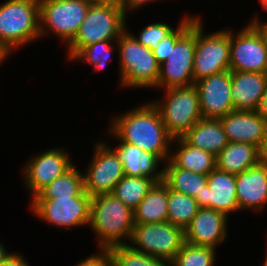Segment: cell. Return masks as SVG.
Returning a JSON list of instances; mask_svg holds the SVG:
<instances>
[{
	"instance_id": "obj_36",
	"label": "cell",
	"mask_w": 267,
	"mask_h": 266,
	"mask_svg": "<svg viewBox=\"0 0 267 266\" xmlns=\"http://www.w3.org/2000/svg\"><path fill=\"white\" fill-rule=\"evenodd\" d=\"M23 256L24 255H22V253L19 254V252H11L0 266H29V263Z\"/></svg>"
},
{
	"instance_id": "obj_33",
	"label": "cell",
	"mask_w": 267,
	"mask_h": 266,
	"mask_svg": "<svg viewBox=\"0 0 267 266\" xmlns=\"http://www.w3.org/2000/svg\"><path fill=\"white\" fill-rule=\"evenodd\" d=\"M175 30L173 26L165 22H154L143 27L138 37H136L134 33L128 32L137 42L153 51L162 39L171 35Z\"/></svg>"
},
{
	"instance_id": "obj_32",
	"label": "cell",
	"mask_w": 267,
	"mask_h": 266,
	"mask_svg": "<svg viewBox=\"0 0 267 266\" xmlns=\"http://www.w3.org/2000/svg\"><path fill=\"white\" fill-rule=\"evenodd\" d=\"M216 249L184 243L170 266H215Z\"/></svg>"
},
{
	"instance_id": "obj_43",
	"label": "cell",
	"mask_w": 267,
	"mask_h": 266,
	"mask_svg": "<svg viewBox=\"0 0 267 266\" xmlns=\"http://www.w3.org/2000/svg\"><path fill=\"white\" fill-rule=\"evenodd\" d=\"M11 252L6 250V247L2 242H0V265L5 261V259L10 255Z\"/></svg>"
},
{
	"instance_id": "obj_20",
	"label": "cell",
	"mask_w": 267,
	"mask_h": 266,
	"mask_svg": "<svg viewBox=\"0 0 267 266\" xmlns=\"http://www.w3.org/2000/svg\"><path fill=\"white\" fill-rule=\"evenodd\" d=\"M267 87V73L231 71V95L236 111H256Z\"/></svg>"
},
{
	"instance_id": "obj_35",
	"label": "cell",
	"mask_w": 267,
	"mask_h": 266,
	"mask_svg": "<svg viewBox=\"0 0 267 266\" xmlns=\"http://www.w3.org/2000/svg\"><path fill=\"white\" fill-rule=\"evenodd\" d=\"M74 266H113V262L108 250L99 249L96 254L93 253Z\"/></svg>"
},
{
	"instance_id": "obj_44",
	"label": "cell",
	"mask_w": 267,
	"mask_h": 266,
	"mask_svg": "<svg viewBox=\"0 0 267 266\" xmlns=\"http://www.w3.org/2000/svg\"><path fill=\"white\" fill-rule=\"evenodd\" d=\"M259 2L261 3L262 9L267 11V0H259Z\"/></svg>"
},
{
	"instance_id": "obj_40",
	"label": "cell",
	"mask_w": 267,
	"mask_h": 266,
	"mask_svg": "<svg viewBox=\"0 0 267 266\" xmlns=\"http://www.w3.org/2000/svg\"><path fill=\"white\" fill-rule=\"evenodd\" d=\"M259 162L267 166V130L263 143L259 148Z\"/></svg>"
},
{
	"instance_id": "obj_29",
	"label": "cell",
	"mask_w": 267,
	"mask_h": 266,
	"mask_svg": "<svg viewBox=\"0 0 267 266\" xmlns=\"http://www.w3.org/2000/svg\"><path fill=\"white\" fill-rule=\"evenodd\" d=\"M167 221L185 230L200 207L192 196L168 188Z\"/></svg>"
},
{
	"instance_id": "obj_15",
	"label": "cell",
	"mask_w": 267,
	"mask_h": 266,
	"mask_svg": "<svg viewBox=\"0 0 267 266\" xmlns=\"http://www.w3.org/2000/svg\"><path fill=\"white\" fill-rule=\"evenodd\" d=\"M199 95L202 118L220 119L234 110L231 95V70L194 82Z\"/></svg>"
},
{
	"instance_id": "obj_28",
	"label": "cell",
	"mask_w": 267,
	"mask_h": 266,
	"mask_svg": "<svg viewBox=\"0 0 267 266\" xmlns=\"http://www.w3.org/2000/svg\"><path fill=\"white\" fill-rule=\"evenodd\" d=\"M156 182L148 177L124 176L112 194L134 210Z\"/></svg>"
},
{
	"instance_id": "obj_17",
	"label": "cell",
	"mask_w": 267,
	"mask_h": 266,
	"mask_svg": "<svg viewBox=\"0 0 267 266\" xmlns=\"http://www.w3.org/2000/svg\"><path fill=\"white\" fill-rule=\"evenodd\" d=\"M228 218L210 208H200L184 230L185 242L216 249L227 239Z\"/></svg>"
},
{
	"instance_id": "obj_14",
	"label": "cell",
	"mask_w": 267,
	"mask_h": 266,
	"mask_svg": "<svg viewBox=\"0 0 267 266\" xmlns=\"http://www.w3.org/2000/svg\"><path fill=\"white\" fill-rule=\"evenodd\" d=\"M230 70L267 73V46L250 23L230 30Z\"/></svg>"
},
{
	"instance_id": "obj_23",
	"label": "cell",
	"mask_w": 267,
	"mask_h": 266,
	"mask_svg": "<svg viewBox=\"0 0 267 266\" xmlns=\"http://www.w3.org/2000/svg\"><path fill=\"white\" fill-rule=\"evenodd\" d=\"M178 146L171 149L170 161L177 167L195 173L208 175L216 168V156L205 150L189 145L182 137L173 138V145Z\"/></svg>"
},
{
	"instance_id": "obj_39",
	"label": "cell",
	"mask_w": 267,
	"mask_h": 266,
	"mask_svg": "<svg viewBox=\"0 0 267 266\" xmlns=\"http://www.w3.org/2000/svg\"><path fill=\"white\" fill-rule=\"evenodd\" d=\"M256 112L265 120L267 121V87L263 94V96L260 99L258 108Z\"/></svg>"
},
{
	"instance_id": "obj_34",
	"label": "cell",
	"mask_w": 267,
	"mask_h": 266,
	"mask_svg": "<svg viewBox=\"0 0 267 266\" xmlns=\"http://www.w3.org/2000/svg\"><path fill=\"white\" fill-rule=\"evenodd\" d=\"M197 18L198 17L194 15L184 16V18L180 20L179 26L176 27V30L157 44V47L153 50V54L160 65L164 63L169 57V53L171 52V45L175 44L176 40L191 26V24Z\"/></svg>"
},
{
	"instance_id": "obj_4",
	"label": "cell",
	"mask_w": 267,
	"mask_h": 266,
	"mask_svg": "<svg viewBox=\"0 0 267 266\" xmlns=\"http://www.w3.org/2000/svg\"><path fill=\"white\" fill-rule=\"evenodd\" d=\"M39 0H7L0 6V42L12 52L40 39Z\"/></svg>"
},
{
	"instance_id": "obj_12",
	"label": "cell",
	"mask_w": 267,
	"mask_h": 266,
	"mask_svg": "<svg viewBox=\"0 0 267 266\" xmlns=\"http://www.w3.org/2000/svg\"><path fill=\"white\" fill-rule=\"evenodd\" d=\"M105 141L95 143L94 155L83 172L84 188L91 197L111 194L125 176L118 153Z\"/></svg>"
},
{
	"instance_id": "obj_19",
	"label": "cell",
	"mask_w": 267,
	"mask_h": 266,
	"mask_svg": "<svg viewBox=\"0 0 267 266\" xmlns=\"http://www.w3.org/2000/svg\"><path fill=\"white\" fill-rule=\"evenodd\" d=\"M236 198L239 211L262 212L267 205V166L258 163L236 175Z\"/></svg>"
},
{
	"instance_id": "obj_24",
	"label": "cell",
	"mask_w": 267,
	"mask_h": 266,
	"mask_svg": "<svg viewBox=\"0 0 267 266\" xmlns=\"http://www.w3.org/2000/svg\"><path fill=\"white\" fill-rule=\"evenodd\" d=\"M259 163V149L252 144L229 142L216 156V168L237 175Z\"/></svg>"
},
{
	"instance_id": "obj_3",
	"label": "cell",
	"mask_w": 267,
	"mask_h": 266,
	"mask_svg": "<svg viewBox=\"0 0 267 266\" xmlns=\"http://www.w3.org/2000/svg\"><path fill=\"white\" fill-rule=\"evenodd\" d=\"M119 59L120 85L127 88H155L160 72L153 51L137 42L128 28L116 41Z\"/></svg>"
},
{
	"instance_id": "obj_8",
	"label": "cell",
	"mask_w": 267,
	"mask_h": 266,
	"mask_svg": "<svg viewBox=\"0 0 267 266\" xmlns=\"http://www.w3.org/2000/svg\"><path fill=\"white\" fill-rule=\"evenodd\" d=\"M201 16L196 19L194 82L230 70V28L205 34Z\"/></svg>"
},
{
	"instance_id": "obj_26",
	"label": "cell",
	"mask_w": 267,
	"mask_h": 266,
	"mask_svg": "<svg viewBox=\"0 0 267 266\" xmlns=\"http://www.w3.org/2000/svg\"><path fill=\"white\" fill-rule=\"evenodd\" d=\"M163 166V182L172 191L195 198L207 184V175L177 168L170 160Z\"/></svg>"
},
{
	"instance_id": "obj_38",
	"label": "cell",
	"mask_w": 267,
	"mask_h": 266,
	"mask_svg": "<svg viewBox=\"0 0 267 266\" xmlns=\"http://www.w3.org/2000/svg\"><path fill=\"white\" fill-rule=\"evenodd\" d=\"M262 37L264 44L267 46V21H260L258 14L249 22Z\"/></svg>"
},
{
	"instance_id": "obj_30",
	"label": "cell",
	"mask_w": 267,
	"mask_h": 266,
	"mask_svg": "<svg viewBox=\"0 0 267 266\" xmlns=\"http://www.w3.org/2000/svg\"><path fill=\"white\" fill-rule=\"evenodd\" d=\"M114 41V42H113ZM117 40H105L83 47L71 60L83 61L93 66V72H100L112 59L111 54L118 51ZM115 44V45H114Z\"/></svg>"
},
{
	"instance_id": "obj_9",
	"label": "cell",
	"mask_w": 267,
	"mask_h": 266,
	"mask_svg": "<svg viewBox=\"0 0 267 266\" xmlns=\"http://www.w3.org/2000/svg\"><path fill=\"white\" fill-rule=\"evenodd\" d=\"M184 243V230L166 221L134 224L129 245L140 252L163 259L170 264Z\"/></svg>"
},
{
	"instance_id": "obj_10",
	"label": "cell",
	"mask_w": 267,
	"mask_h": 266,
	"mask_svg": "<svg viewBox=\"0 0 267 266\" xmlns=\"http://www.w3.org/2000/svg\"><path fill=\"white\" fill-rule=\"evenodd\" d=\"M91 199L86 191L78 197L31 199L30 210L41 221L68 230L88 226Z\"/></svg>"
},
{
	"instance_id": "obj_41",
	"label": "cell",
	"mask_w": 267,
	"mask_h": 266,
	"mask_svg": "<svg viewBox=\"0 0 267 266\" xmlns=\"http://www.w3.org/2000/svg\"><path fill=\"white\" fill-rule=\"evenodd\" d=\"M94 4L109 5L122 8L123 0H91Z\"/></svg>"
},
{
	"instance_id": "obj_13",
	"label": "cell",
	"mask_w": 267,
	"mask_h": 266,
	"mask_svg": "<svg viewBox=\"0 0 267 266\" xmlns=\"http://www.w3.org/2000/svg\"><path fill=\"white\" fill-rule=\"evenodd\" d=\"M69 156L63 147H53L26 161L22 175L25 182L23 184L29 189L30 200L75 165Z\"/></svg>"
},
{
	"instance_id": "obj_27",
	"label": "cell",
	"mask_w": 267,
	"mask_h": 266,
	"mask_svg": "<svg viewBox=\"0 0 267 266\" xmlns=\"http://www.w3.org/2000/svg\"><path fill=\"white\" fill-rule=\"evenodd\" d=\"M82 171L74 165L62 176L53 180L32 199H55L57 197H78L84 191Z\"/></svg>"
},
{
	"instance_id": "obj_22",
	"label": "cell",
	"mask_w": 267,
	"mask_h": 266,
	"mask_svg": "<svg viewBox=\"0 0 267 266\" xmlns=\"http://www.w3.org/2000/svg\"><path fill=\"white\" fill-rule=\"evenodd\" d=\"M182 138L192 147L217 156L229 143L220 119L201 118Z\"/></svg>"
},
{
	"instance_id": "obj_18",
	"label": "cell",
	"mask_w": 267,
	"mask_h": 266,
	"mask_svg": "<svg viewBox=\"0 0 267 266\" xmlns=\"http://www.w3.org/2000/svg\"><path fill=\"white\" fill-rule=\"evenodd\" d=\"M229 142L248 143L261 147L266 130L265 121L256 111L233 110L220 118Z\"/></svg>"
},
{
	"instance_id": "obj_2",
	"label": "cell",
	"mask_w": 267,
	"mask_h": 266,
	"mask_svg": "<svg viewBox=\"0 0 267 266\" xmlns=\"http://www.w3.org/2000/svg\"><path fill=\"white\" fill-rule=\"evenodd\" d=\"M88 227L96 235L97 248L101 250L129 244L134 228L133 210L112 193L94 196Z\"/></svg>"
},
{
	"instance_id": "obj_7",
	"label": "cell",
	"mask_w": 267,
	"mask_h": 266,
	"mask_svg": "<svg viewBox=\"0 0 267 266\" xmlns=\"http://www.w3.org/2000/svg\"><path fill=\"white\" fill-rule=\"evenodd\" d=\"M91 0H39L40 36L55 35L68 45L86 17Z\"/></svg>"
},
{
	"instance_id": "obj_45",
	"label": "cell",
	"mask_w": 267,
	"mask_h": 266,
	"mask_svg": "<svg viewBox=\"0 0 267 266\" xmlns=\"http://www.w3.org/2000/svg\"><path fill=\"white\" fill-rule=\"evenodd\" d=\"M266 246H267V242H266ZM266 254H265V260H264V262H263V266H267V249H266Z\"/></svg>"
},
{
	"instance_id": "obj_16",
	"label": "cell",
	"mask_w": 267,
	"mask_h": 266,
	"mask_svg": "<svg viewBox=\"0 0 267 266\" xmlns=\"http://www.w3.org/2000/svg\"><path fill=\"white\" fill-rule=\"evenodd\" d=\"M200 208H210L227 217L239 211L236 198V175L215 168L207 175V184L195 197Z\"/></svg>"
},
{
	"instance_id": "obj_31",
	"label": "cell",
	"mask_w": 267,
	"mask_h": 266,
	"mask_svg": "<svg viewBox=\"0 0 267 266\" xmlns=\"http://www.w3.org/2000/svg\"><path fill=\"white\" fill-rule=\"evenodd\" d=\"M108 252L113 266H170L167 261L140 252L129 244L114 246Z\"/></svg>"
},
{
	"instance_id": "obj_37",
	"label": "cell",
	"mask_w": 267,
	"mask_h": 266,
	"mask_svg": "<svg viewBox=\"0 0 267 266\" xmlns=\"http://www.w3.org/2000/svg\"><path fill=\"white\" fill-rule=\"evenodd\" d=\"M156 0H123L122 3V9L124 11V13L127 15L128 11L133 10H138L139 8H141L142 6H145V4H149L150 2H154ZM159 1V0H158ZM162 1V0H160Z\"/></svg>"
},
{
	"instance_id": "obj_42",
	"label": "cell",
	"mask_w": 267,
	"mask_h": 266,
	"mask_svg": "<svg viewBox=\"0 0 267 266\" xmlns=\"http://www.w3.org/2000/svg\"><path fill=\"white\" fill-rule=\"evenodd\" d=\"M12 51L2 42H0V67L3 64V62L9 57V54L11 55Z\"/></svg>"
},
{
	"instance_id": "obj_21",
	"label": "cell",
	"mask_w": 267,
	"mask_h": 266,
	"mask_svg": "<svg viewBox=\"0 0 267 266\" xmlns=\"http://www.w3.org/2000/svg\"><path fill=\"white\" fill-rule=\"evenodd\" d=\"M119 142L114 149L123 164L126 176L148 177L156 183L163 181V166L158 170L163 162L157 156L132 144Z\"/></svg>"
},
{
	"instance_id": "obj_5",
	"label": "cell",
	"mask_w": 267,
	"mask_h": 266,
	"mask_svg": "<svg viewBox=\"0 0 267 266\" xmlns=\"http://www.w3.org/2000/svg\"><path fill=\"white\" fill-rule=\"evenodd\" d=\"M122 8L90 3L86 17L73 40L66 46L67 60H71L83 47L105 40H117L126 30V17Z\"/></svg>"
},
{
	"instance_id": "obj_1",
	"label": "cell",
	"mask_w": 267,
	"mask_h": 266,
	"mask_svg": "<svg viewBox=\"0 0 267 266\" xmlns=\"http://www.w3.org/2000/svg\"><path fill=\"white\" fill-rule=\"evenodd\" d=\"M145 103L113 115L107 131L118 141L154 154L164 164L170 159L173 137L167 132L158 109L151 101Z\"/></svg>"
},
{
	"instance_id": "obj_6",
	"label": "cell",
	"mask_w": 267,
	"mask_h": 266,
	"mask_svg": "<svg viewBox=\"0 0 267 266\" xmlns=\"http://www.w3.org/2000/svg\"><path fill=\"white\" fill-rule=\"evenodd\" d=\"M164 95L151 103L158 109L167 132L173 138L182 137L202 118L197 88L164 89Z\"/></svg>"
},
{
	"instance_id": "obj_11",
	"label": "cell",
	"mask_w": 267,
	"mask_h": 266,
	"mask_svg": "<svg viewBox=\"0 0 267 266\" xmlns=\"http://www.w3.org/2000/svg\"><path fill=\"white\" fill-rule=\"evenodd\" d=\"M196 46V20L171 45V52L160 65L157 88L170 89L194 85L193 62Z\"/></svg>"
},
{
	"instance_id": "obj_25",
	"label": "cell",
	"mask_w": 267,
	"mask_h": 266,
	"mask_svg": "<svg viewBox=\"0 0 267 266\" xmlns=\"http://www.w3.org/2000/svg\"><path fill=\"white\" fill-rule=\"evenodd\" d=\"M167 203L168 186L163 181L155 183L133 210L134 224L166 222L168 216Z\"/></svg>"
}]
</instances>
